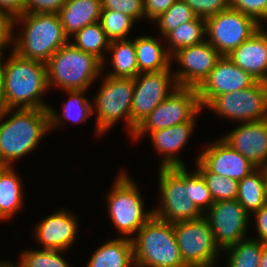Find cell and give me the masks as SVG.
Wrapping results in <instances>:
<instances>
[{
    "label": "cell",
    "instance_id": "cell-11",
    "mask_svg": "<svg viewBox=\"0 0 267 267\" xmlns=\"http://www.w3.org/2000/svg\"><path fill=\"white\" fill-rule=\"evenodd\" d=\"M181 257L188 267L210 266L217 263L221 250L216 245L207 219L173 223Z\"/></svg>",
    "mask_w": 267,
    "mask_h": 267
},
{
    "label": "cell",
    "instance_id": "cell-34",
    "mask_svg": "<svg viewBox=\"0 0 267 267\" xmlns=\"http://www.w3.org/2000/svg\"><path fill=\"white\" fill-rule=\"evenodd\" d=\"M196 17L192 9L183 0H176L164 13L154 22L158 24L161 36L177 28L185 22H189Z\"/></svg>",
    "mask_w": 267,
    "mask_h": 267
},
{
    "label": "cell",
    "instance_id": "cell-50",
    "mask_svg": "<svg viewBox=\"0 0 267 267\" xmlns=\"http://www.w3.org/2000/svg\"><path fill=\"white\" fill-rule=\"evenodd\" d=\"M130 267H141V266H139L138 264H136V263H134L132 266H130Z\"/></svg>",
    "mask_w": 267,
    "mask_h": 267
},
{
    "label": "cell",
    "instance_id": "cell-48",
    "mask_svg": "<svg viewBox=\"0 0 267 267\" xmlns=\"http://www.w3.org/2000/svg\"><path fill=\"white\" fill-rule=\"evenodd\" d=\"M0 267H20L18 264L16 265V263L13 264V262H7V261H0Z\"/></svg>",
    "mask_w": 267,
    "mask_h": 267
},
{
    "label": "cell",
    "instance_id": "cell-49",
    "mask_svg": "<svg viewBox=\"0 0 267 267\" xmlns=\"http://www.w3.org/2000/svg\"><path fill=\"white\" fill-rule=\"evenodd\" d=\"M216 264L210 265V266H195V267H217Z\"/></svg>",
    "mask_w": 267,
    "mask_h": 267
},
{
    "label": "cell",
    "instance_id": "cell-46",
    "mask_svg": "<svg viewBox=\"0 0 267 267\" xmlns=\"http://www.w3.org/2000/svg\"><path fill=\"white\" fill-rule=\"evenodd\" d=\"M259 267H267V244L263 245Z\"/></svg>",
    "mask_w": 267,
    "mask_h": 267
},
{
    "label": "cell",
    "instance_id": "cell-25",
    "mask_svg": "<svg viewBox=\"0 0 267 267\" xmlns=\"http://www.w3.org/2000/svg\"><path fill=\"white\" fill-rule=\"evenodd\" d=\"M13 166L0 165V220H10L24 204L22 180Z\"/></svg>",
    "mask_w": 267,
    "mask_h": 267
},
{
    "label": "cell",
    "instance_id": "cell-45",
    "mask_svg": "<svg viewBox=\"0 0 267 267\" xmlns=\"http://www.w3.org/2000/svg\"><path fill=\"white\" fill-rule=\"evenodd\" d=\"M5 109L3 58L0 59V112Z\"/></svg>",
    "mask_w": 267,
    "mask_h": 267
},
{
    "label": "cell",
    "instance_id": "cell-7",
    "mask_svg": "<svg viewBox=\"0 0 267 267\" xmlns=\"http://www.w3.org/2000/svg\"><path fill=\"white\" fill-rule=\"evenodd\" d=\"M99 91L93 97V112H96L97 135H104L119 120H125L131 137V105L134 92V79L114 78L104 75ZM95 105V106H94Z\"/></svg>",
    "mask_w": 267,
    "mask_h": 267
},
{
    "label": "cell",
    "instance_id": "cell-21",
    "mask_svg": "<svg viewBox=\"0 0 267 267\" xmlns=\"http://www.w3.org/2000/svg\"><path fill=\"white\" fill-rule=\"evenodd\" d=\"M196 117L191 122H185L169 128L159 129L148 134L155 151L162 157L159 167L186 166L178 157L181 149L187 144L194 133ZM193 132V133H192ZM151 135V136H150Z\"/></svg>",
    "mask_w": 267,
    "mask_h": 267
},
{
    "label": "cell",
    "instance_id": "cell-14",
    "mask_svg": "<svg viewBox=\"0 0 267 267\" xmlns=\"http://www.w3.org/2000/svg\"><path fill=\"white\" fill-rule=\"evenodd\" d=\"M249 215L236 199L214 202L203 214L221 251L246 239Z\"/></svg>",
    "mask_w": 267,
    "mask_h": 267
},
{
    "label": "cell",
    "instance_id": "cell-22",
    "mask_svg": "<svg viewBox=\"0 0 267 267\" xmlns=\"http://www.w3.org/2000/svg\"><path fill=\"white\" fill-rule=\"evenodd\" d=\"M101 0H67L57 12L68 38L87 25L100 21Z\"/></svg>",
    "mask_w": 267,
    "mask_h": 267
},
{
    "label": "cell",
    "instance_id": "cell-15",
    "mask_svg": "<svg viewBox=\"0 0 267 267\" xmlns=\"http://www.w3.org/2000/svg\"><path fill=\"white\" fill-rule=\"evenodd\" d=\"M222 55L207 41L177 50L171 61L180 64L173 72L179 87L198 88L209 76Z\"/></svg>",
    "mask_w": 267,
    "mask_h": 267
},
{
    "label": "cell",
    "instance_id": "cell-35",
    "mask_svg": "<svg viewBox=\"0 0 267 267\" xmlns=\"http://www.w3.org/2000/svg\"><path fill=\"white\" fill-rule=\"evenodd\" d=\"M63 250H25L22 251L18 265L20 267H71L61 256Z\"/></svg>",
    "mask_w": 267,
    "mask_h": 267
},
{
    "label": "cell",
    "instance_id": "cell-20",
    "mask_svg": "<svg viewBox=\"0 0 267 267\" xmlns=\"http://www.w3.org/2000/svg\"><path fill=\"white\" fill-rule=\"evenodd\" d=\"M262 26L227 56L260 82H267V30Z\"/></svg>",
    "mask_w": 267,
    "mask_h": 267
},
{
    "label": "cell",
    "instance_id": "cell-47",
    "mask_svg": "<svg viewBox=\"0 0 267 267\" xmlns=\"http://www.w3.org/2000/svg\"><path fill=\"white\" fill-rule=\"evenodd\" d=\"M263 180H264V191H265V199L267 202V166L262 167Z\"/></svg>",
    "mask_w": 267,
    "mask_h": 267
},
{
    "label": "cell",
    "instance_id": "cell-5",
    "mask_svg": "<svg viewBox=\"0 0 267 267\" xmlns=\"http://www.w3.org/2000/svg\"><path fill=\"white\" fill-rule=\"evenodd\" d=\"M132 243L134 263L141 267H188L181 257L173 223L152 216Z\"/></svg>",
    "mask_w": 267,
    "mask_h": 267
},
{
    "label": "cell",
    "instance_id": "cell-31",
    "mask_svg": "<svg viewBox=\"0 0 267 267\" xmlns=\"http://www.w3.org/2000/svg\"><path fill=\"white\" fill-rule=\"evenodd\" d=\"M264 243L246 238L224 249L228 252V267H259Z\"/></svg>",
    "mask_w": 267,
    "mask_h": 267
},
{
    "label": "cell",
    "instance_id": "cell-17",
    "mask_svg": "<svg viewBox=\"0 0 267 267\" xmlns=\"http://www.w3.org/2000/svg\"><path fill=\"white\" fill-rule=\"evenodd\" d=\"M220 138L255 167L267 166V119L241 123Z\"/></svg>",
    "mask_w": 267,
    "mask_h": 267
},
{
    "label": "cell",
    "instance_id": "cell-16",
    "mask_svg": "<svg viewBox=\"0 0 267 267\" xmlns=\"http://www.w3.org/2000/svg\"><path fill=\"white\" fill-rule=\"evenodd\" d=\"M257 80L234 64L229 56H221L209 76L197 88L201 108L216 96L253 86Z\"/></svg>",
    "mask_w": 267,
    "mask_h": 267
},
{
    "label": "cell",
    "instance_id": "cell-44",
    "mask_svg": "<svg viewBox=\"0 0 267 267\" xmlns=\"http://www.w3.org/2000/svg\"><path fill=\"white\" fill-rule=\"evenodd\" d=\"M0 10L16 18L25 13V0H0Z\"/></svg>",
    "mask_w": 267,
    "mask_h": 267
},
{
    "label": "cell",
    "instance_id": "cell-36",
    "mask_svg": "<svg viewBox=\"0 0 267 267\" xmlns=\"http://www.w3.org/2000/svg\"><path fill=\"white\" fill-rule=\"evenodd\" d=\"M185 185L189 186L190 200L204 214L214 203L207 183L200 172H189L185 166Z\"/></svg>",
    "mask_w": 267,
    "mask_h": 267
},
{
    "label": "cell",
    "instance_id": "cell-18",
    "mask_svg": "<svg viewBox=\"0 0 267 267\" xmlns=\"http://www.w3.org/2000/svg\"><path fill=\"white\" fill-rule=\"evenodd\" d=\"M204 148L196 160L215 174L239 181L257 168L221 138Z\"/></svg>",
    "mask_w": 267,
    "mask_h": 267
},
{
    "label": "cell",
    "instance_id": "cell-42",
    "mask_svg": "<svg viewBox=\"0 0 267 267\" xmlns=\"http://www.w3.org/2000/svg\"><path fill=\"white\" fill-rule=\"evenodd\" d=\"M176 0H144L145 18L154 21L164 13Z\"/></svg>",
    "mask_w": 267,
    "mask_h": 267
},
{
    "label": "cell",
    "instance_id": "cell-13",
    "mask_svg": "<svg viewBox=\"0 0 267 267\" xmlns=\"http://www.w3.org/2000/svg\"><path fill=\"white\" fill-rule=\"evenodd\" d=\"M179 85L172 68L159 72L140 73L134 78L131 105V135L146 117Z\"/></svg>",
    "mask_w": 267,
    "mask_h": 267
},
{
    "label": "cell",
    "instance_id": "cell-3",
    "mask_svg": "<svg viewBox=\"0 0 267 267\" xmlns=\"http://www.w3.org/2000/svg\"><path fill=\"white\" fill-rule=\"evenodd\" d=\"M23 24L14 36L13 51L25 59L46 63L70 39L65 35L57 13H24L14 18V26Z\"/></svg>",
    "mask_w": 267,
    "mask_h": 267
},
{
    "label": "cell",
    "instance_id": "cell-33",
    "mask_svg": "<svg viewBox=\"0 0 267 267\" xmlns=\"http://www.w3.org/2000/svg\"><path fill=\"white\" fill-rule=\"evenodd\" d=\"M99 22L108 39L115 41L128 39L136 21L120 11L102 9Z\"/></svg>",
    "mask_w": 267,
    "mask_h": 267
},
{
    "label": "cell",
    "instance_id": "cell-6",
    "mask_svg": "<svg viewBox=\"0 0 267 267\" xmlns=\"http://www.w3.org/2000/svg\"><path fill=\"white\" fill-rule=\"evenodd\" d=\"M125 171H120L116 177L106 196V203L108 216L117 233L120 232V237L132 239L153 216V210L145 211L139 187Z\"/></svg>",
    "mask_w": 267,
    "mask_h": 267
},
{
    "label": "cell",
    "instance_id": "cell-9",
    "mask_svg": "<svg viewBox=\"0 0 267 267\" xmlns=\"http://www.w3.org/2000/svg\"><path fill=\"white\" fill-rule=\"evenodd\" d=\"M201 110L197 88L179 87L146 117L131 139L136 142L150 132L191 122Z\"/></svg>",
    "mask_w": 267,
    "mask_h": 267
},
{
    "label": "cell",
    "instance_id": "cell-37",
    "mask_svg": "<svg viewBox=\"0 0 267 267\" xmlns=\"http://www.w3.org/2000/svg\"><path fill=\"white\" fill-rule=\"evenodd\" d=\"M101 4L102 9L120 11L138 22L145 18L144 0H101Z\"/></svg>",
    "mask_w": 267,
    "mask_h": 267
},
{
    "label": "cell",
    "instance_id": "cell-28",
    "mask_svg": "<svg viewBox=\"0 0 267 267\" xmlns=\"http://www.w3.org/2000/svg\"><path fill=\"white\" fill-rule=\"evenodd\" d=\"M164 38L167 41L165 43H168L164 46L170 55L182 48L198 45L207 39L205 19L196 16L168 32Z\"/></svg>",
    "mask_w": 267,
    "mask_h": 267
},
{
    "label": "cell",
    "instance_id": "cell-10",
    "mask_svg": "<svg viewBox=\"0 0 267 267\" xmlns=\"http://www.w3.org/2000/svg\"><path fill=\"white\" fill-rule=\"evenodd\" d=\"M219 117L239 123L267 119V82L214 97L206 106Z\"/></svg>",
    "mask_w": 267,
    "mask_h": 267
},
{
    "label": "cell",
    "instance_id": "cell-24",
    "mask_svg": "<svg viewBox=\"0 0 267 267\" xmlns=\"http://www.w3.org/2000/svg\"><path fill=\"white\" fill-rule=\"evenodd\" d=\"M133 264L132 239L118 236L94 251L86 267H130Z\"/></svg>",
    "mask_w": 267,
    "mask_h": 267
},
{
    "label": "cell",
    "instance_id": "cell-27",
    "mask_svg": "<svg viewBox=\"0 0 267 267\" xmlns=\"http://www.w3.org/2000/svg\"><path fill=\"white\" fill-rule=\"evenodd\" d=\"M125 40H115L110 42L108 52L110 51V63L113 71L105 75L114 78H132L138 74V65L136 60L134 38Z\"/></svg>",
    "mask_w": 267,
    "mask_h": 267
},
{
    "label": "cell",
    "instance_id": "cell-4",
    "mask_svg": "<svg viewBox=\"0 0 267 267\" xmlns=\"http://www.w3.org/2000/svg\"><path fill=\"white\" fill-rule=\"evenodd\" d=\"M49 88L64 91L88 90L102 75V62L93 54L76 48L71 42L59 48L46 62Z\"/></svg>",
    "mask_w": 267,
    "mask_h": 267
},
{
    "label": "cell",
    "instance_id": "cell-19",
    "mask_svg": "<svg viewBox=\"0 0 267 267\" xmlns=\"http://www.w3.org/2000/svg\"><path fill=\"white\" fill-rule=\"evenodd\" d=\"M75 213L60 209L41 220L35 227V239L42 249L68 251L77 238Z\"/></svg>",
    "mask_w": 267,
    "mask_h": 267
},
{
    "label": "cell",
    "instance_id": "cell-8",
    "mask_svg": "<svg viewBox=\"0 0 267 267\" xmlns=\"http://www.w3.org/2000/svg\"><path fill=\"white\" fill-rule=\"evenodd\" d=\"M159 206L153 216L170 222L190 221L201 218L203 213L190 200L189 186L185 185V166L159 167Z\"/></svg>",
    "mask_w": 267,
    "mask_h": 267
},
{
    "label": "cell",
    "instance_id": "cell-41",
    "mask_svg": "<svg viewBox=\"0 0 267 267\" xmlns=\"http://www.w3.org/2000/svg\"><path fill=\"white\" fill-rule=\"evenodd\" d=\"M67 0H25V13H57Z\"/></svg>",
    "mask_w": 267,
    "mask_h": 267
},
{
    "label": "cell",
    "instance_id": "cell-30",
    "mask_svg": "<svg viewBox=\"0 0 267 267\" xmlns=\"http://www.w3.org/2000/svg\"><path fill=\"white\" fill-rule=\"evenodd\" d=\"M72 37L73 41L70 40V42L81 51L93 54L98 58L102 62V70H104L106 62L104 53L105 50L108 51L111 41L102 29L100 22L85 26Z\"/></svg>",
    "mask_w": 267,
    "mask_h": 267
},
{
    "label": "cell",
    "instance_id": "cell-26",
    "mask_svg": "<svg viewBox=\"0 0 267 267\" xmlns=\"http://www.w3.org/2000/svg\"><path fill=\"white\" fill-rule=\"evenodd\" d=\"M87 90L65 91L69 95L68 101L64 102L61 114H57L55 109L48 107L50 131L57 126H60L64 120H70L74 124L87 121L88 117L92 116L93 106L89 99L84 96ZM62 115V116H61Z\"/></svg>",
    "mask_w": 267,
    "mask_h": 267
},
{
    "label": "cell",
    "instance_id": "cell-1",
    "mask_svg": "<svg viewBox=\"0 0 267 267\" xmlns=\"http://www.w3.org/2000/svg\"><path fill=\"white\" fill-rule=\"evenodd\" d=\"M48 131H50L48 109L1 111L0 165L13 166V162L32 152Z\"/></svg>",
    "mask_w": 267,
    "mask_h": 267
},
{
    "label": "cell",
    "instance_id": "cell-39",
    "mask_svg": "<svg viewBox=\"0 0 267 267\" xmlns=\"http://www.w3.org/2000/svg\"><path fill=\"white\" fill-rule=\"evenodd\" d=\"M197 17L208 18L230 7V0H183Z\"/></svg>",
    "mask_w": 267,
    "mask_h": 267
},
{
    "label": "cell",
    "instance_id": "cell-23",
    "mask_svg": "<svg viewBox=\"0 0 267 267\" xmlns=\"http://www.w3.org/2000/svg\"><path fill=\"white\" fill-rule=\"evenodd\" d=\"M161 39L141 35L134 38L139 74L159 72L172 67L171 55L161 45Z\"/></svg>",
    "mask_w": 267,
    "mask_h": 267
},
{
    "label": "cell",
    "instance_id": "cell-29",
    "mask_svg": "<svg viewBox=\"0 0 267 267\" xmlns=\"http://www.w3.org/2000/svg\"><path fill=\"white\" fill-rule=\"evenodd\" d=\"M236 200L250 214L258 211L267 202L265 199L262 167L256 168L249 175L238 181Z\"/></svg>",
    "mask_w": 267,
    "mask_h": 267
},
{
    "label": "cell",
    "instance_id": "cell-38",
    "mask_svg": "<svg viewBox=\"0 0 267 267\" xmlns=\"http://www.w3.org/2000/svg\"><path fill=\"white\" fill-rule=\"evenodd\" d=\"M230 8L253 17L262 26L267 21V0H230Z\"/></svg>",
    "mask_w": 267,
    "mask_h": 267
},
{
    "label": "cell",
    "instance_id": "cell-2",
    "mask_svg": "<svg viewBox=\"0 0 267 267\" xmlns=\"http://www.w3.org/2000/svg\"><path fill=\"white\" fill-rule=\"evenodd\" d=\"M5 109H48L46 63L12 54L3 61Z\"/></svg>",
    "mask_w": 267,
    "mask_h": 267
},
{
    "label": "cell",
    "instance_id": "cell-32",
    "mask_svg": "<svg viewBox=\"0 0 267 267\" xmlns=\"http://www.w3.org/2000/svg\"><path fill=\"white\" fill-rule=\"evenodd\" d=\"M196 168L205 179L214 202L237 198L238 181L210 172L198 159Z\"/></svg>",
    "mask_w": 267,
    "mask_h": 267
},
{
    "label": "cell",
    "instance_id": "cell-43",
    "mask_svg": "<svg viewBox=\"0 0 267 267\" xmlns=\"http://www.w3.org/2000/svg\"><path fill=\"white\" fill-rule=\"evenodd\" d=\"M253 214L256 221V230L259 236L256 240L267 244V203Z\"/></svg>",
    "mask_w": 267,
    "mask_h": 267
},
{
    "label": "cell",
    "instance_id": "cell-40",
    "mask_svg": "<svg viewBox=\"0 0 267 267\" xmlns=\"http://www.w3.org/2000/svg\"><path fill=\"white\" fill-rule=\"evenodd\" d=\"M14 27V18L9 13L0 10V59L3 57L4 49L13 45Z\"/></svg>",
    "mask_w": 267,
    "mask_h": 267
},
{
    "label": "cell",
    "instance_id": "cell-12",
    "mask_svg": "<svg viewBox=\"0 0 267 267\" xmlns=\"http://www.w3.org/2000/svg\"><path fill=\"white\" fill-rule=\"evenodd\" d=\"M206 39L222 56H227L262 27L253 17L227 8L205 19Z\"/></svg>",
    "mask_w": 267,
    "mask_h": 267
}]
</instances>
